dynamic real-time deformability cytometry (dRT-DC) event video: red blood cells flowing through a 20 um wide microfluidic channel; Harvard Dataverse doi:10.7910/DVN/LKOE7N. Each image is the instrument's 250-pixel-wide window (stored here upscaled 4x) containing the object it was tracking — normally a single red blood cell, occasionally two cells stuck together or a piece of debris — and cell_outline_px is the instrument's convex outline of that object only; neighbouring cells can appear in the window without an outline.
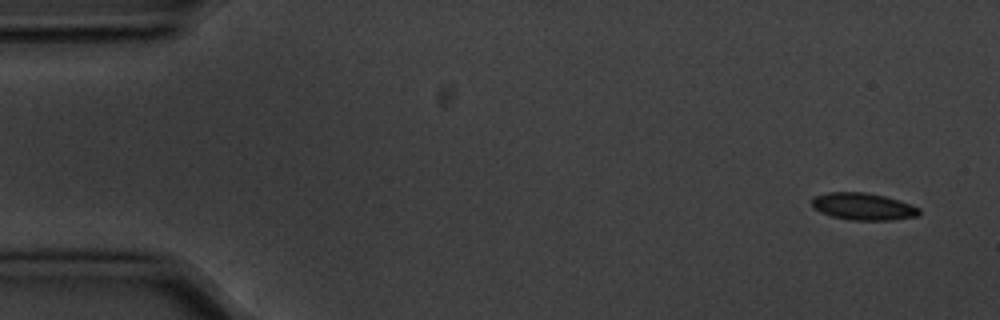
{"species": "common noctule bat (a hibernating species)", "species_latin": "Nyctalus noctula", "temperature_condition": "cold", "stored_images_in_passage": 6, "camera_frame_rate_fps": 3000, "um_per_image_px": 0.085, "animal": {"sex": "male", "body_mass_g": 20.1, "forearm_length_mm": 53.5}, "frame": {"image": 1, "passage_image": 1, "time_ms": 0.0, "image_size_px": [1000, 320], "cell_outline_px": [[920, 212], [916, 216], [892, 220], [852, 220], [832, 216], [820, 212], [812, 208], [812, 200], [816, 196], [828, 192], [864, 192], [884, 196], [920, 208]], "centroid_in_image_um": [73.33, 17.55], "position_along_channel_um": 11.7, "area_um2": 16.7}}
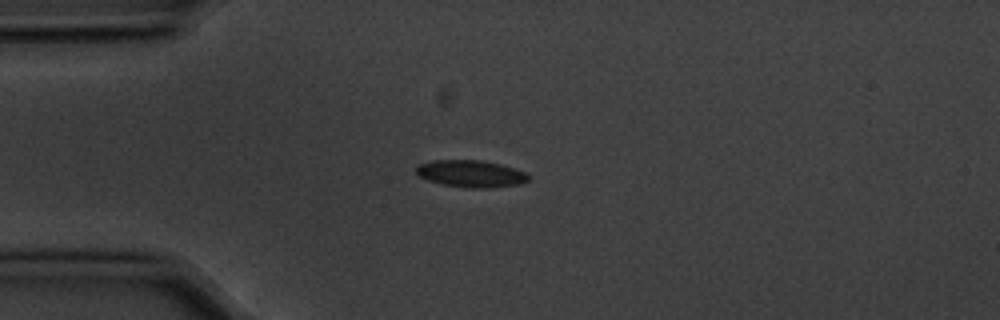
{"frame": {"image": 2, "passage_image": 4, "time_ms": 1.0, "image_size_px": [1000, 320], "cell_outline_px": [[528, 180], [520, 184], [484, 188], [472, 188], [444, 184], [428, 180], [420, 176], [416, 172], [416, 168], [420, 164], [432, 160], [480, 160], [500, 164], [524, 172], [528, 176]], "centroid_in_image_um": [40.01, 14.76], "position_along_channel_um": 45.0, "area_um2": 17.28}}